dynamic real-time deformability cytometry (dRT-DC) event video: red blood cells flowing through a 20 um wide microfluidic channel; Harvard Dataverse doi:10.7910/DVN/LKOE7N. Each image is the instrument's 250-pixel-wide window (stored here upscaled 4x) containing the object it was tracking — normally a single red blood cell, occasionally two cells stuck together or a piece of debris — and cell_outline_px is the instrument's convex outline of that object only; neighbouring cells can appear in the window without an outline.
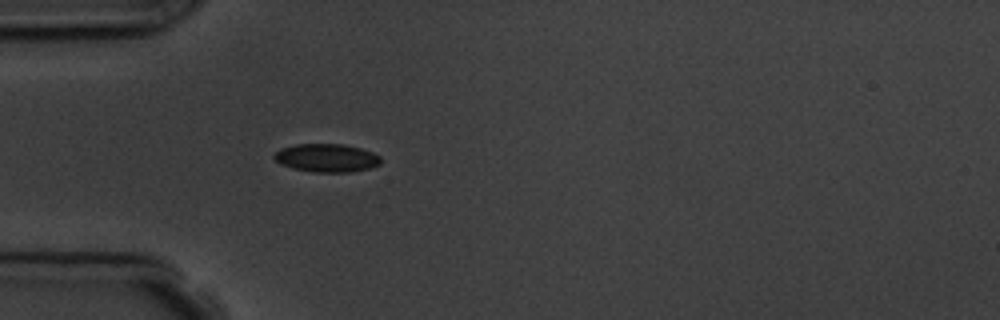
{"species": "common noctule bat (a hibernating species)", "species_latin": "Nyctalus noctula", "temperature_condition": "room temperature", "stored_images_in_passage": 4, "camera_frame_rate_fps": 3000, "um_per_image_px": 0.085, "animal": {"sex": "male", "body_mass_g": 19.5, "forearm_length_mm": 54.6}, "frame": {"image": 1, "passage_image": 4, "time_ms": 3.333, "image_size_px": [1000, 320], "cell_outline_px": [[380, 164], [368, 168], [348, 172], [312, 172], [292, 168], [280, 164], [272, 156], [280, 148], [296, 144], [340, 144], [360, 148], [372, 152], [380, 156]], "centroid_in_image_um": [27.73, 13.42], "position_along_channel_um": 57.3, "area_um2": 17.46}}